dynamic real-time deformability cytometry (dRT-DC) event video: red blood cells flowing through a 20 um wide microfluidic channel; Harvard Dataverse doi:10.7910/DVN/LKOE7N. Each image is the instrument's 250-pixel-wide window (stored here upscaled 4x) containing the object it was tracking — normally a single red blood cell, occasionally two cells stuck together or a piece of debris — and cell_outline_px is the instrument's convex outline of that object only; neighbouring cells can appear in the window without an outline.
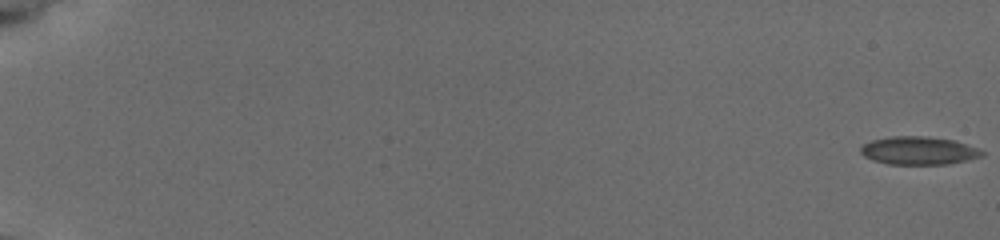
{"species": "common noctule bat (a hibernating species)", "species_latin": "Nyctalus noctula", "temperature_condition": "cold", "stored_images_in_passage": 58, "camera_frame_rate_fps": 3000, "um_per_image_px": 0.085, "animal": {"sex": "female", "body_mass_g": 19.5, "forearm_length_mm": 54.1}, "frame": {"image": 1, "passage_image": 1, "time_ms": 0.0, "image_size_px": [1000, 240], "cell_outline_px": [[984, 156], [968, 160], [948, 164], [888, 164], [872, 160], [864, 156], [860, 152], [860, 148], [864, 144], [872, 140], [892, 136], [928, 136], [956, 140], [980, 148], [984, 152]], "centroid_in_image_um": [78.14, 12.8], "position_along_channel_um": 6.9, "area_um2": 20.11}}
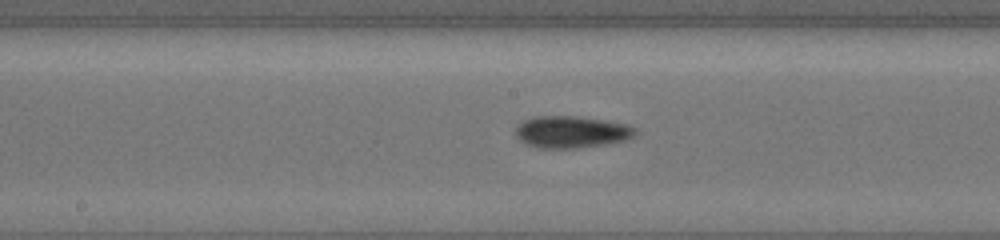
{"frame": {"image": 2, "passage_image": 33, "time_ms": 10.667, "image_size_px": [1000, 240], "cell_outline_px": [[640, 132], [636, 136], [628, 140], [608, 144], [576, 148], [536, 148], [524, 144], [516, 136], [516, 124], [532, 116], [576, 116], [604, 120], [628, 124], [636, 128]], "centroid_in_image_um": [48.6, 11.22], "position_along_channel_um": 199.6, "area_um2": 22.83}}
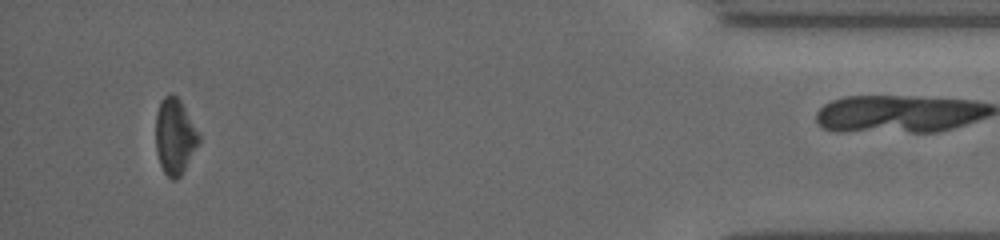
{"frame": {"image": 3, "passage_image": 55, "time_ms": 18.0, "image_size_px": [1000, 240], "cell_outline_px": [[200, 140], [180, 176], [176, 180], [172, 180], [164, 172], [160, 164], [156, 152], [156, 112], [160, 100], [164, 96], [172, 92], [180, 100], [200, 136]], "centroid_in_image_um": [14.83, 11.57], "position_along_channel_um": 420.4, "area_um2": 18.84}, "authors_computed_cell_mechanics": {"area_um2": 20.3745, "velocity_mm_per_s": 3.7806, "shape_relaxation_time_tau1_ms": 2.443, "shape_relaxation_time_tau2_ms": 5.1887, "deformation_change_tau1": 0.0688, "deformation_change_tau2": 0.1124}}